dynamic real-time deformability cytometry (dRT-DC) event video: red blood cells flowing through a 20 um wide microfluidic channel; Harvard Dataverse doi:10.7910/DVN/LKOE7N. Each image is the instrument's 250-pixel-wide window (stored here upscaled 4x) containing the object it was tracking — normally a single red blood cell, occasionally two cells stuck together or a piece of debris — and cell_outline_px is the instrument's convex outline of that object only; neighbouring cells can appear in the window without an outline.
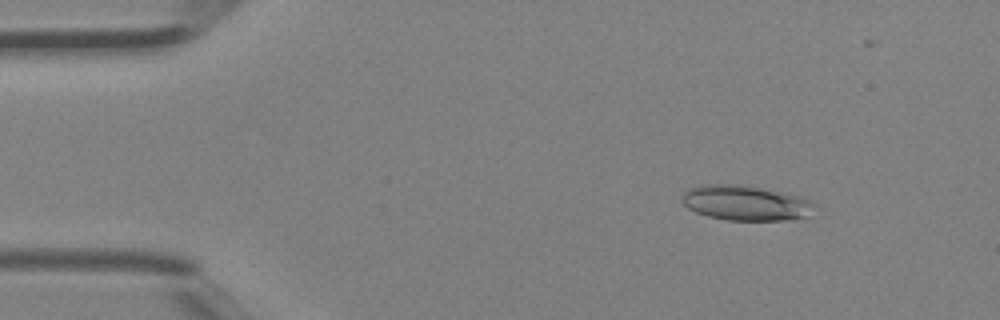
{"species": "Egyptian fruit bat (a non-hibernating species)", "species_latin": "Rousettus aegyptiacus", "temperature_condition": "room temperature", "stored_images_in_passage": 37, "camera_frame_rate_fps": 3000, "um_per_image_px": 0.085, "animal": {"sex": "female"}, "frame": {"image": 1, "passage_image": 1, "time_ms": 0.0, "image_size_px": [1000, 320], "cell_outline_px": [[820, 208], [796, 220], [728, 220], [708, 216], [696, 212], [688, 208], [680, 200], [684, 192], [688, 188], [704, 184], [728, 184], [760, 188], [780, 192], [796, 196], [808, 200], [816, 204]], "centroid_in_image_um": [63.37, 17.26], "position_along_channel_um": 21.6, "area_um2": 26.93}}
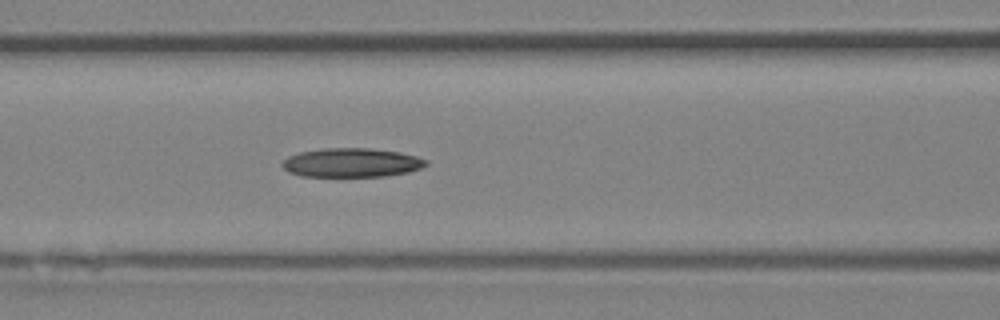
{"frame": {"image": 2, "passage_image": 13, "time_ms": 4.0, "image_size_px": [1000, 320], "cell_outline_px": [[428, 164], [420, 168], [408, 172], [384, 176], [300, 176], [288, 172], [280, 164], [288, 156], [300, 152], [324, 148], [368, 148], [400, 152], [416, 156], [428, 160]], "centroid_in_image_um": [29.87, 13.82], "position_along_channel_um": 136.7, "area_um2": 24.28}}
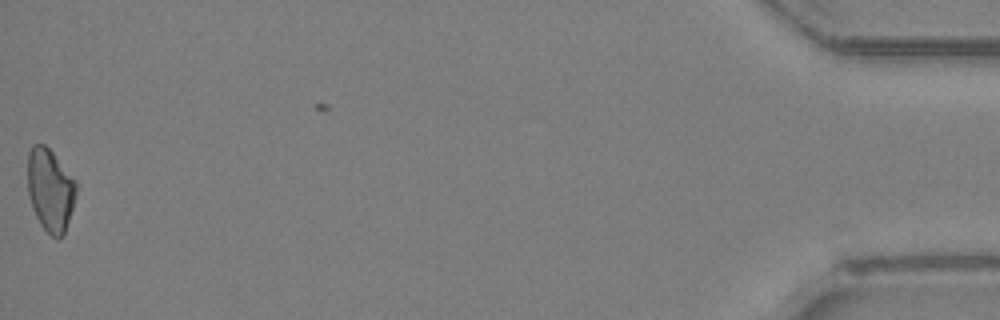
{"frame": {"image": 3, "passage_image": 37, "time_ms": 12.0, "image_size_px": [1000, 320], "cell_outline_px": [[76, 192], [72, 208], [64, 232], [56, 240], [40, 224], [32, 208], [28, 192], [28, 152], [32, 144], [44, 144], [52, 152], [76, 180]], "centroid_in_image_um": [4.26, 16.12], "position_along_channel_um": 430.9, "area_um2": 23.12}}